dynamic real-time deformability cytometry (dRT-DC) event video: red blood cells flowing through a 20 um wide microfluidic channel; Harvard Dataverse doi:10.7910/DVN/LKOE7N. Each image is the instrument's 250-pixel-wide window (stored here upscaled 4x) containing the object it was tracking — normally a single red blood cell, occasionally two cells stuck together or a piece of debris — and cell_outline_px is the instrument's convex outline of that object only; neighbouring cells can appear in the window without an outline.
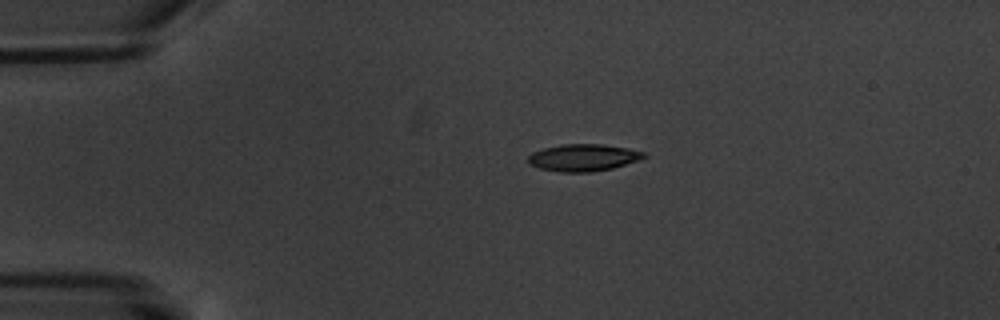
{"species": "common noctule bat (a hibernating species)", "species_latin": "Nyctalus noctula", "temperature_condition": "warm", "stored_images_in_passage": 8, "camera_frame_rate_fps": 3000, "um_per_image_px": 0.085, "animal": {"sex": "male", "body_mass_g": 20.1, "forearm_length_mm": 53.5}, "frame": {"image": 1, "passage_image": 4, "time_ms": 4.333, "image_size_px": [1000, 320], "cell_outline_px": [[648, 156], [612, 168], [592, 172], [560, 172], [540, 168], [528, 164], [528, 156], [532, 152], [544, 148], [560, 144], [600, 144], [628, 148], [644, 152]], "centroid_in_image_um": [49.54, 13.39], "position_along_channel_um": 35.5, "area_um2": 18.15}}
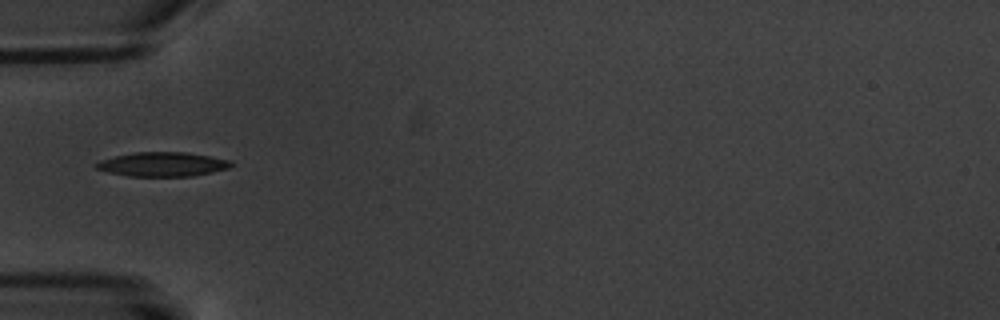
{"frame": {"image": 2, "passage_image": 6, "time_ms": 6.667, "image_size_px": [1000, 320], "cell_outline_px": [[236, 164], [228, 168], [212, 172], [192, 176], [128, 176], [108, 172], [96, 168], [92, 164], [100, 160], [116, 156], [136, 152], [188, 152], [232, 160]], "centroid_in_image_um": [13.85, 13.96], "position_along_channel_um": 71.2, "area_um2": 19.19}}